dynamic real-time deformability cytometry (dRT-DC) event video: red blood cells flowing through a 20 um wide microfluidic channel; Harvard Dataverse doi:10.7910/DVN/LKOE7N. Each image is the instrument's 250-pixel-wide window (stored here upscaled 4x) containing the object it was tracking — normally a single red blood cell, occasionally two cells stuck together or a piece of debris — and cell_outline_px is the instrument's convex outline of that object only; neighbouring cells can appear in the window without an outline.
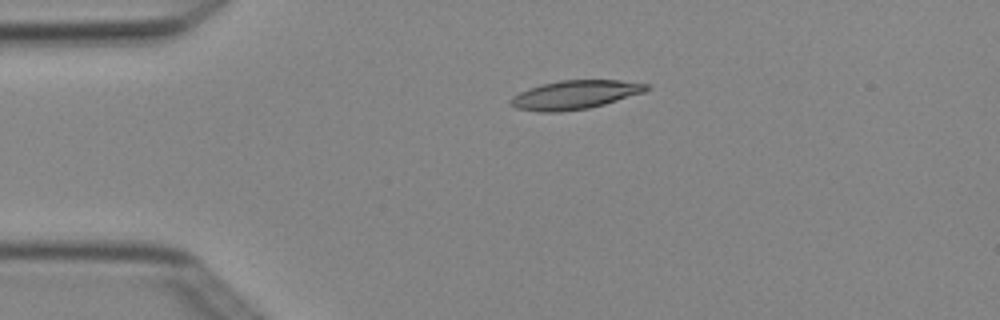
{"species": "Egyptian fruit bat (a non-hibernating species)", "species_latin": "Rousettus aegyptiacus", "temperature_condition": "cold", "stored_images_in_passage": 4, "camera_frame_rate_fps": 3000, "um_per_image_px": 0.085, "animal": {"sex": "female"}, "frame": {"image": 1, "passage_image": 3, "time_ms": 0.667, "image_size_px": [1000, 320], "cell_outline_px": [[648, 88], [644, 92], [604, 104], [588, 108], [560, 112], [540, 112], [516, 108], [508, 104], [508, 100], [512, 96], [528, 88], [540, 84], [560, 80], [620, 80], [648, 84]], "centroid_in_image_um": [48.8, 8.05], "position_along_channel_um": 36.2, "area_um2": 22.77}}